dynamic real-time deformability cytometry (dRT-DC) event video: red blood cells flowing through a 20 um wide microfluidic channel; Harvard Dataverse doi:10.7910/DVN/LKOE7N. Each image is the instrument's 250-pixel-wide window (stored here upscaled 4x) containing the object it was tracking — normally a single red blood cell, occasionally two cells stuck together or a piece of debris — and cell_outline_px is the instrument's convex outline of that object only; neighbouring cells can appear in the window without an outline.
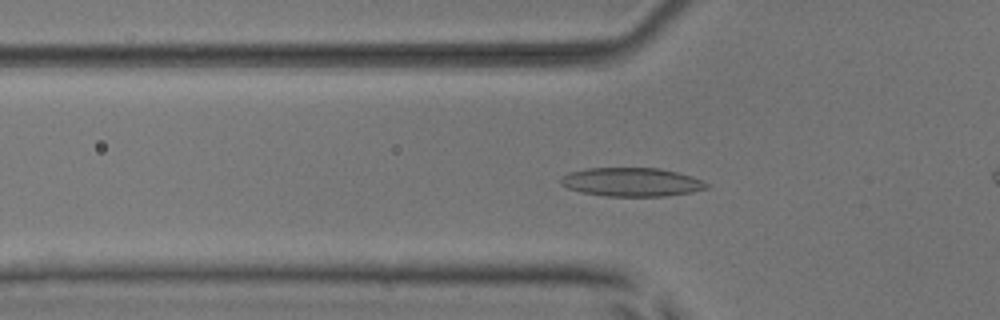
{"species": "common noctule bat (a hibernating species)", "species_latin": "Nyctalus noctula", "temperature_condition": "room temperature", "stored_images_in_passage": 46, "camera_frame_rate_fps": 3000, "um_per_image_px": 0.085, "animal": {"sex": "male", "body_mass_g": 17.9, "forearm_length_mm": 54.2}, "frame": {"image": 1, "passage_image": 18, "time_ms": 5.667, "image_size_px": [1000, 320], "cell_outline_px": [[712, 184], [708, 188], [692, 192], [668, 196], [604, 196], [580, 192], [568, 188], [560, 184], [560, 180], [568, 172], [588, 168], [660, 168], [692, 176]], "centroid_in_image_um": [53.72, 15.48], "position_along_channel_um": 72.1, "area_um2": 24.57}}
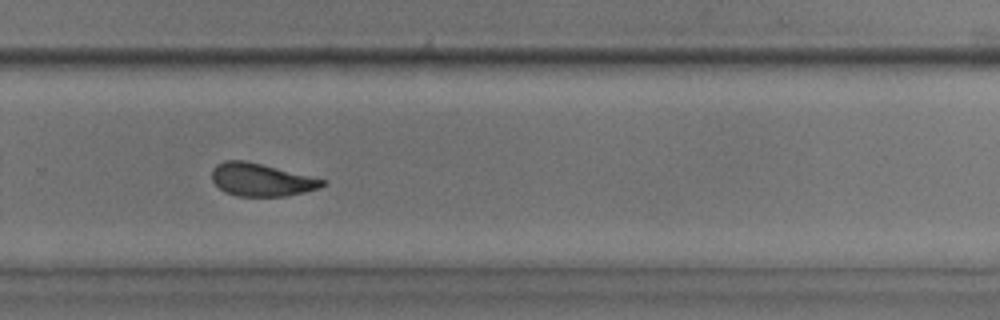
{"frame": {"image": 2, "passage_image": 36, "time_ms": 11.667, "image_size_px": [1000, 320], "cell_outline_px": [[328, 184], [320, 188], [288, 196], [236, 196], [224, 192], [212, 180], [212, 168], [216, 164], [224, 160], [244, 160], [328, 180]], "centroid_in_image_um": [22.23, 15.28], "position_along_channel_um": 307.6, "area_um2": 21.27}}
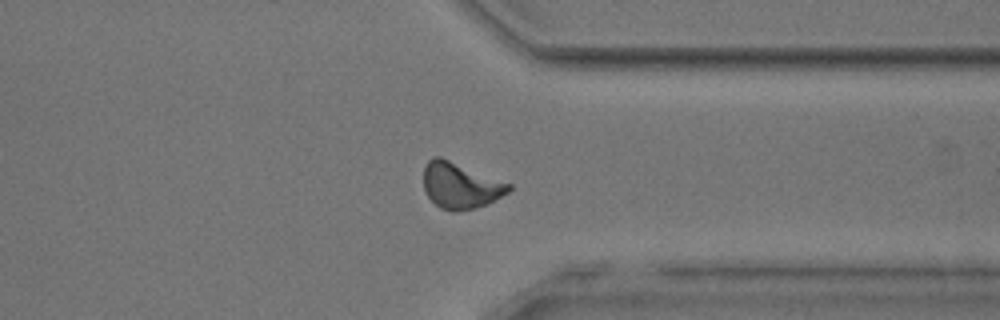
{"frame": {"image": 3, "passage_image": 41, "time_ms": 13.333, "image_size_px": [1000, 320], "cell_outline_px": [[512, 188], [508, 192], [476, 208], [456, 212], [452, 212], [440, 208], [428, 196], [424, 188], [424, 168], [428, 160], [432, 156], [440, 156], [512, 184]], "centroid_in_image_um": [39.11, 15.76], "position_along_channel_um": 372.3, "area_um2": 22.72}, "authors_computed_cell_mechanics": {"area_um2": 22.4553, "velocity_mm_per_s": 3.9374, "shape_relaxation_time_tau1_ms": 3.0971, "shape_relaxation_time_tau2_ms": 1.2836, "deformation_change_tau1": 0.1342, "deformation_change_tau2": 0.0682}}